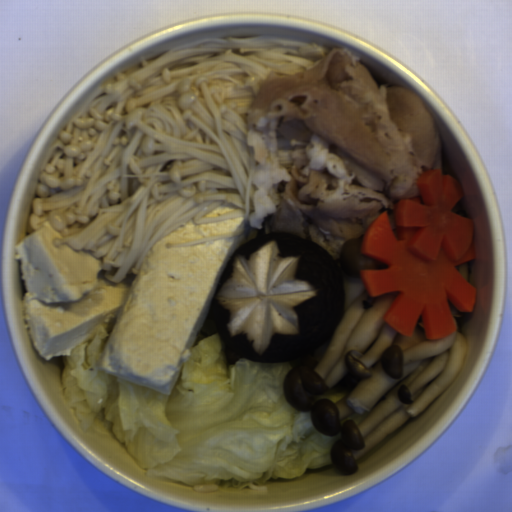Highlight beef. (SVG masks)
<instances>
[{"label":"beef","instance_id":"33117281","mask_svg":"<svg viewBox=\"0 0 512 512\" xmlns=\"http://www.w3.org/2000/svg\"><path fill=\"white\" fill-rule=\"evenodd\" d=\"M247 112L255 161L250 227L304 236L335 261L386 211L417 198V182L443 168V141L424 103L378 86L358 54L334 47L294 74L270 72Z\"/></svg>","mask_w":512,"mask_h":512}]
</instances>
